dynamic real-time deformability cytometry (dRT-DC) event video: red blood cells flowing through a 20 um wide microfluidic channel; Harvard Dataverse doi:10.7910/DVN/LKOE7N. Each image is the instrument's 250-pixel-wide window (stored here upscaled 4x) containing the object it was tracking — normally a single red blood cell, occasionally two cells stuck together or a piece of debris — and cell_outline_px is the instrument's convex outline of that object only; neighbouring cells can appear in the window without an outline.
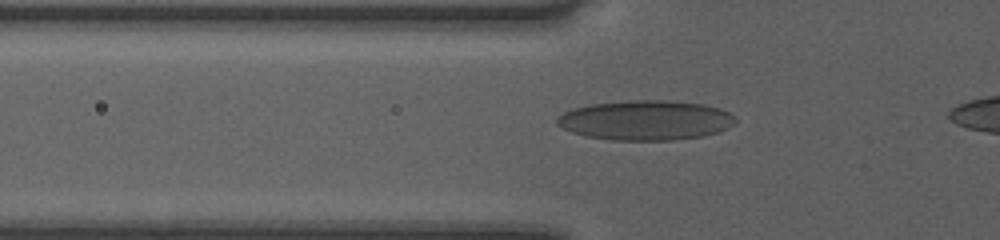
{"species": "human", "species_latin": "Homo sapiens", "temperature_condition": "room temperature", "stored_images_in_passage": 34, "camera_frame_rate_fps": 3000, "um_per_image_px": 0.085, "donor": {"sex": "female"}, "frame": {"image": 1, "passage_image": 6, "time_ms": 1.667, "image_size_px": [1000, 240], "cell_outline_px": [[736, 124], [728, 128], [704, 136], [672, 140], [612, 140], [584, 136], [572, 132], [556, 124], [556, 120], [564, 112], [572, 108], [592, 104], [636, 100], [664, 100], [704, 104], [720, 108], [728, 112], [736, 120]], "centroid_in_image_um": [54.89, 10.22], "position_along_channel_um": 70.9, "area_um2": 41.27}}
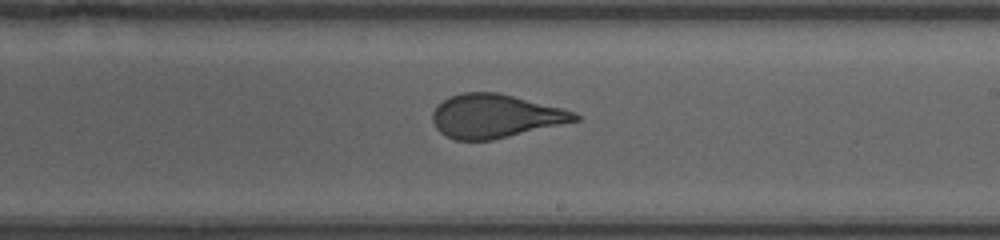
{"frame": {"image": 2, "passage_image": 19, "time_ms": 6.0, "image_size_px": [1000, 240], "cell_outline_px": [[580, 120], [492, 140], [456, 140], [440, 132], [436, 128], [432, 120], [432, 112], [448, 96], [464, 92], [496, 92], [576, 112], [580, 116]], "centroid_in_image_um": [42.07, 9.87], "position_along_channel_um": 246.9, "area_um2": 35.72}}
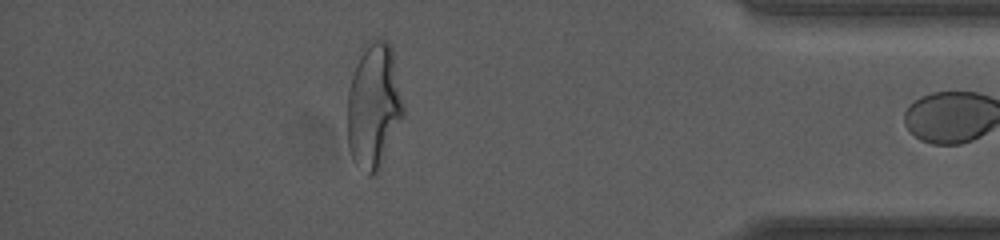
{"frame": {"image": 3, "passage_image": 33, "time_ms": 10.667, "image_size_px": [1000, 240], "cell_outline_px": [[404, 116], [376, 172], [372, 176], [368, 176], [356, 164], [348, 148], [348, 92], [352, 76], [360, 48], [364, 40], [372, 36], [388, 40], [392, 48], [404, 104]], "centroid_in_image_um": [31.77, 8.87], "position_along_channel_um": 403.4, "area_um2": 41.27}}